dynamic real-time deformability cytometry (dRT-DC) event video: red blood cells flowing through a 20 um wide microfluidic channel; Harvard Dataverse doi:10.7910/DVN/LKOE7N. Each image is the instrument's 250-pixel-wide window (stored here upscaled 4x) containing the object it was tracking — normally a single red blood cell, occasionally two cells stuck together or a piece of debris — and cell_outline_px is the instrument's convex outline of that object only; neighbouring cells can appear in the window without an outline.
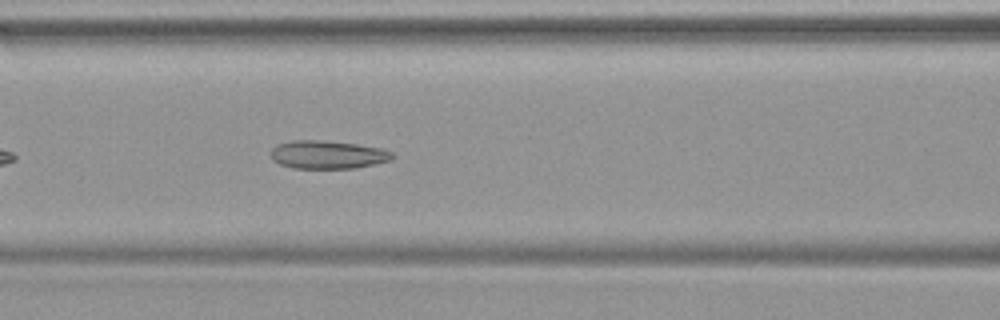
{"species": "common noctule bat (a hibernating species)", "species_latin": "Nyctalus noctula", "temperature_condition": "warm", "stored_images_in_passage": 35, "camera_frame_rate_fps": 3000, "um_per_image_px": 0.085, "animal": {"sex": "female", "body_mass_g": 19.9}, "frame": {"image": 1, "passage_image": 8, "time_ms": 2.333, "image_size_px": [1000, 320], "cell_outline_px": [[396, 156], [392, 160], [356, 168], [292, 168], [280, 164], [272, 160], [272, 148], [276, 144], [292, 140], [320, 140], [356, 144], [380, 148], [392, 152]], "centroid_in_image_um": [27.86, 13.15], "position_along_channel_um": 138.7, "area_um2": 20.0}}
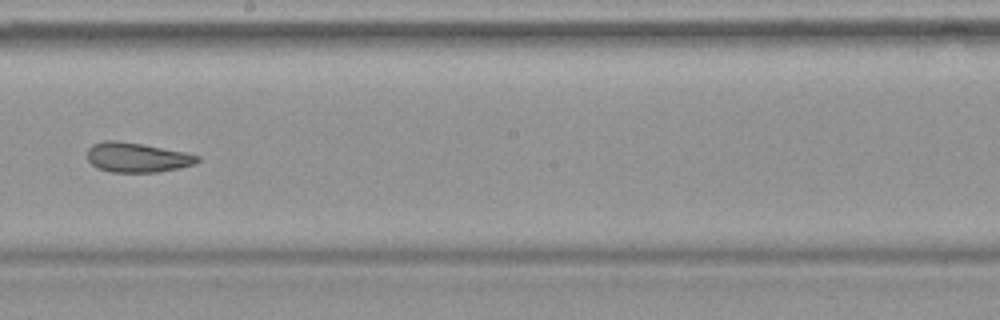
{"frame": {"image": 2, "passage_image": 15, "time_ms": 4.667, "image_size_px": [1000, 320], "cell_outline_px": [[200, 160], [196, 164], [180, 168], [156, 172], [108, 172], [96, 168], [88, 160], [88, 148], [92, 144], [104, 140], [116, 140], [144, 144], [184, 152], [200, 156]], "centroid_in_image_um": [11.64, 13.38], "position_along_channel_um": 236.6, "area_um2": 19.25}}
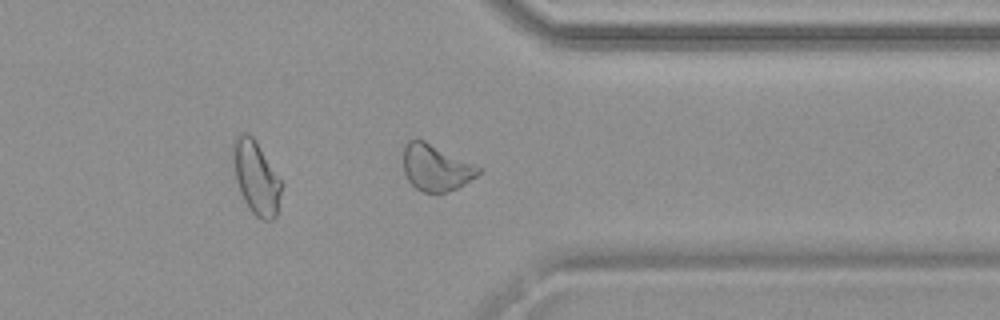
{"frame": {"image": 3, "passage_image": 25, "time_ms": 8.0, "image_size_px": [1000, 320], "cell_outline_px": [[480, 172], [476, 176], [464, 184], [448, 192], [424, 192], [416, 188], [408, 180], [404, 172], [404, 144], [408, 140], [424, 140], [480, 168]], "centroid_in_image_um": [37.01, 14.26], "position_along_channel_um": 374.4, "area_um2": 19.77}}